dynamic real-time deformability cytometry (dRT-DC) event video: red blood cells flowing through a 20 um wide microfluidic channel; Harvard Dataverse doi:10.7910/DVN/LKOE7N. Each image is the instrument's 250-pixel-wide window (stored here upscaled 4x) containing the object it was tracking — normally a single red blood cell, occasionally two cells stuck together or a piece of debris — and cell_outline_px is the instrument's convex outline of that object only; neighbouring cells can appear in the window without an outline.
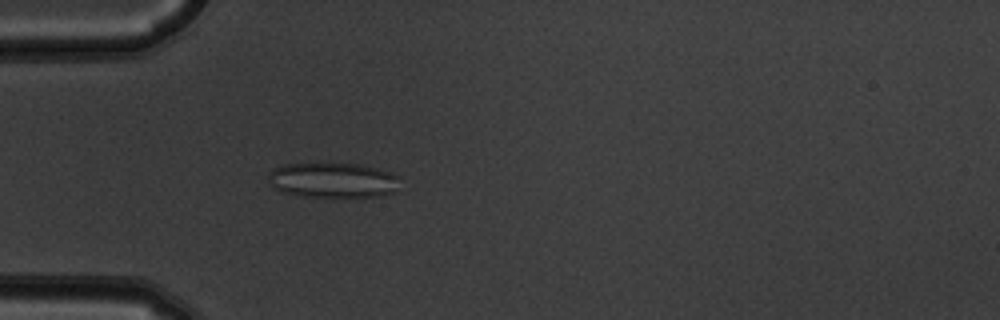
{"species": "common noctule bat (a hibernating species)", "species_latin": "Nyctalus noctula", "temperature_condition": "warm", "stored_images_in_passage": 4, "camera_frame_rate_fps": 3000, "um_per_image_px": 0.085, "animal": {"sex": "male", "body_mass_g": 19.5, "forearm_length_mm": 54.6}, "frame": {"image": 1, "passage_image": 4, "time_ms": 1.0, "image_size_px": [1000, 320], "cell_outline_px": [[400, 176], [396, 192], [380, 196], [300, 196], [280, 192], [268, 180], [268, 176], [276, 168], [284, 164], [360, 164], [392, 172]], "centroid_in_image_um": [28.35, 15.32], "position_along_channel_um": 56.7, "area_um2": 26.7}}